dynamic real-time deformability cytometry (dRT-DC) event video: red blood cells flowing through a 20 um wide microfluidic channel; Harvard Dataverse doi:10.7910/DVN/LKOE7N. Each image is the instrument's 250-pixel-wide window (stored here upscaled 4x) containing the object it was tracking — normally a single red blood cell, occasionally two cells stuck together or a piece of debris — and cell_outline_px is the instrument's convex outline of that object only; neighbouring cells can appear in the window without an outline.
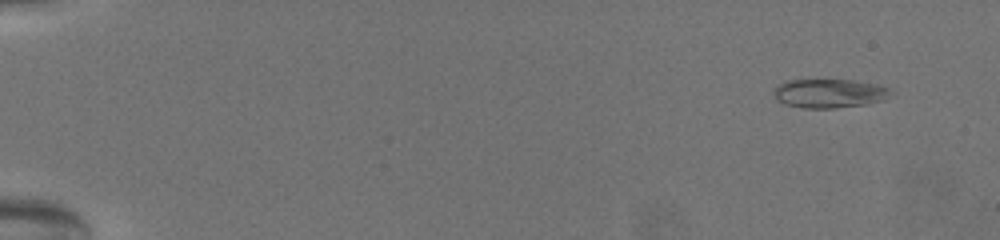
{"species": "common noctule bat (a hibernating species)", "species_latin": "Nyctalus noctula", "temperature_condition": "warm", "stored_images_in_passage": 65, "camera_frame_rate_fps": 3000, "um_per_image_px": 0.085, "animal": {"sex": "female", "body_mass_g": 19.5, "forearm_length_mm": 54.1}, "frame": {"image": 1, "passage_image": 1, "time_ms": 0.0, "image_size_px": [1000, 240], "cell_outline_px": [[892, 92], [884, 100], [868, 104], [836, 108], [800, 108], [784, 104], [776, 100], [772, 92], [784, 80], [852, 80], [876, 84], [888, 88]], "centroid_in_image_um": [70.46, 7.95], "position_along_channel_um": 14.5, "area_um2": 19.83}}
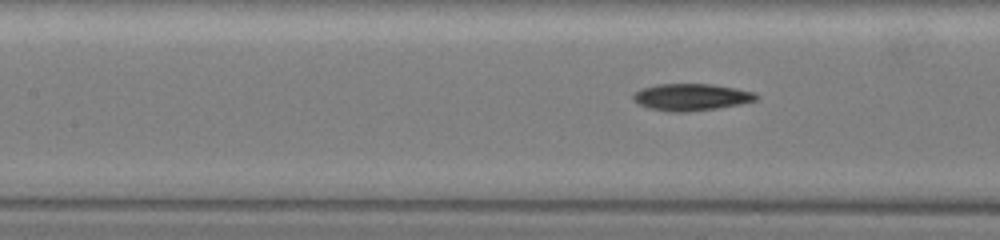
{"frame": {"image": 2, "passage_image": 30, "time_ms": 9.667, "image_size_px": [1000, 240], "cell_outline_px": [[760, 96], [756, 100], [740, 104], [716, 108], [688, 112], [668, 112], [648, 108], [632, 100], [632, 96], [640, 88], [656, 84], [712, 84], [736, 88], [752, 92]], "centroid_in_image_um": [58.72, 8.25], "position_along_channel_um": 148.7, "area_um2": 19.36}}
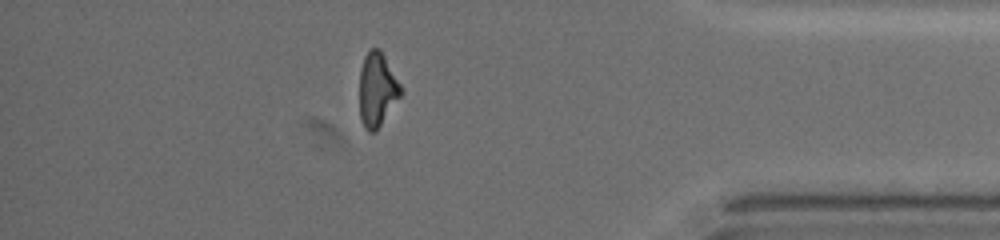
{"frame": {"image": 3, "passage_image": 57, "time_ms": 18.667, "image_size_px": [1000, 240], "cell_outline_px": [[404, 92], [376, 132], [368, 132], [364, 128], [360, 120], [360, 68], [364, 56], [368, 48], [380, 48], [404, 88]], "centroid_in_image_um": [32.08, 7.61], "position_along_channel_um": 403.1, "area_um2": 18.38}, "authors_computed_cell_mechanics": {"area_um2": 19.1318, "velocity_mm_per_s": 3.139, "shape_relaxation_time_tau1_ms": 4.5755, "shape_relaxation_time_tau2_ms": 6.4986, "deformation_change_tau1": 0.1737, "deformation_change_tau2": 0.115}}